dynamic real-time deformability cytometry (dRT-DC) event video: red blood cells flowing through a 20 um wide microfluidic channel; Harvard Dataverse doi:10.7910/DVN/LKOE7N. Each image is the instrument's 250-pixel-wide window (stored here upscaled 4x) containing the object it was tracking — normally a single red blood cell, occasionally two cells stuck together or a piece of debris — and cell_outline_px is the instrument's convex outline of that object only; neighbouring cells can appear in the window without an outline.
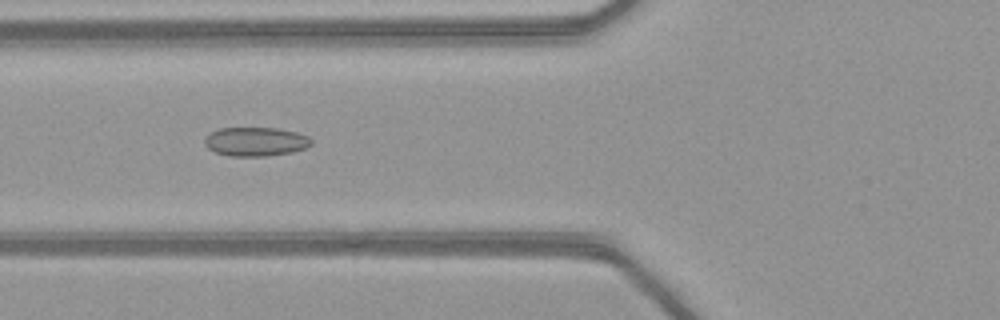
{"species": "common noctule bat (a hibernating species)", "species_latin": "Nyctalus noctula", "temperature_condition": "warm", "stored_images_in_passage": 50, "camera_frame_rate_fps": 3000, "um_per_image_px": 0.085, "animal": {"sex": "female", "body_mass_g": 21.9}, "frame": {"image": 1, "passage_image": 21, "time_ms": 6.667, "image_size_px": [1000, 320], "cell_outline_px": [[312, 144], [304, 148], [292, 152], [268, 156], [228, 156], [216, 152], [208, 148], [204, 144], [204, 140], [212, 132], [220, 128], [276, 128], [296, 132], [308, 136], [312, 140]], "centroid_in_image_um": [21.74, 12.04], "position_along_channel_um": 104.1, "area_um2": 17.92}}
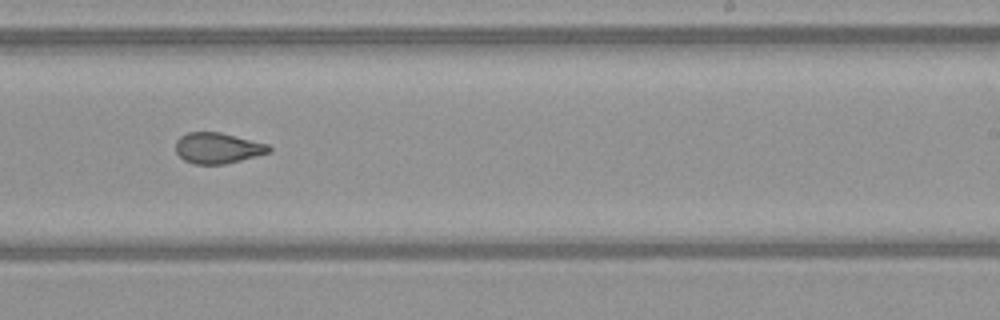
{"frame": {"image": 2, "passage_image": 33, "time_ms": 10.667, "image_size_px": [1000, 320], "cell_outline_px": [[272, 152], [224, 164], [196, 164], [184, 160], [176, 152], [176, 140], [180, 136], [188, 132], [220, 132], [268, 144], [272, 148]], "centroid_in_image_um": [18.51, 12.58], "position_along_channel_um": 270.5, "area_um2": 16.7}}
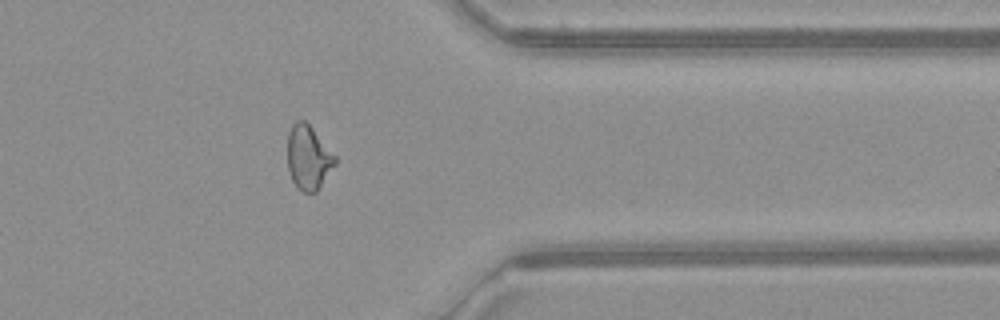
{"frame": {"image": 3, "passage_image": 42, "time_ms": 13.667, "image_size_px": [1000, 320], "cell_outline_px": [[336, 164], [316, 192], [304, 192], [296, 188], [292, 180], [288, 168], [288, 132], [292, 124], [296, 120], [304, 120], [312, 128], [336, 156]], "centroid_in_image_um": [26.2, 13.39], "position_along_channel_um": 385.2, "area_um2": 17.74}}